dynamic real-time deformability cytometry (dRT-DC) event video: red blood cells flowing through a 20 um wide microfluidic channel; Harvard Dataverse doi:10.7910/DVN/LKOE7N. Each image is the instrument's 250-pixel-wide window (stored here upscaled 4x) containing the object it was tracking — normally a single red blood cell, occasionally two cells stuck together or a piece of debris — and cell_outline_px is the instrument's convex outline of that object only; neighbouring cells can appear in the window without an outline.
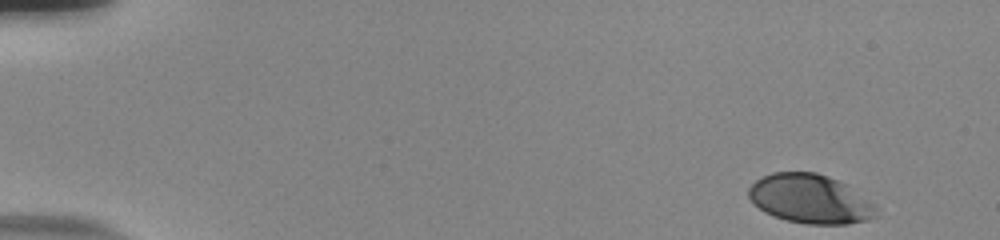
{"species": "human", "species_latin": "Homo sapiens", "temperature_condition": "room temperature", "stored_images_in_passage": 52, "camera_frame_rate_fps": 3000, "um_per_image_px": 0.085, "donor": {"sex": "male"}, "frame": {"image": 1, "passage_image": 1, "time_ms": 0.0, "image_size_px": [1000, 240], "cell_outline_px": [[880, 216], [868, 220], [848, 224], [804, 224], [788, 220], [764, 212], [752, 204], [748, 196], [748, 188], [756, 180], [772, 172], [816, 172], [828, 176], [848, 184], [876, 204], [880, 208]], "centroid_in_image_um": [68.93, 16.91], "position_along_channel_um": 16.1, "area_um2": 37.17}}
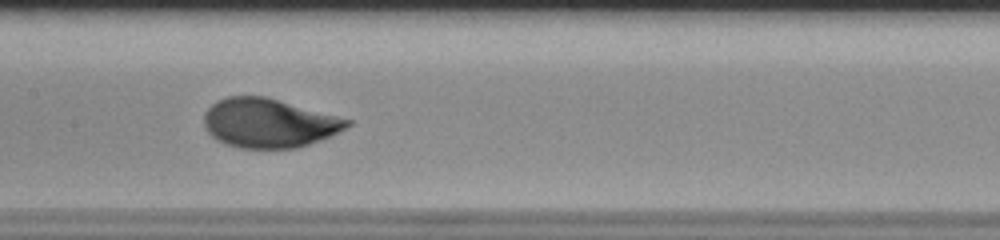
{"frame": {"image": 2, "passage_image": 26, "time_ms": 8.333, "image_size_px": [1000, 240], "cell_outline_px": [[352, 124], [320, 140], [296, 148], [240, 148], [224, 144], [216, 140], [204, 128], [204, 112], [216, 100], [228, 96], [264, 96], [352, 120]], "centroid_in_image_um": [22.79, 10.46], "position_along_channel_um": 184.6, "area_um2": 40.75}}
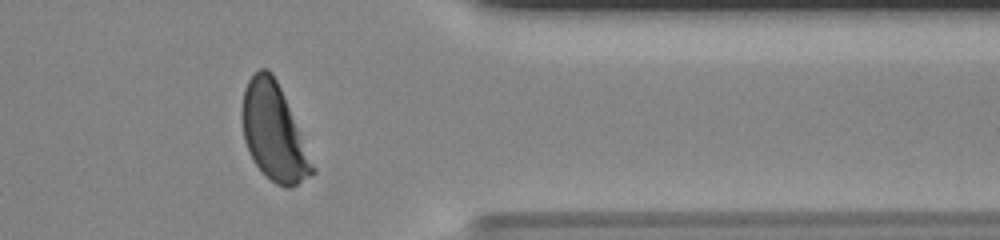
{"frame": {"image": 3, "passage_image": 43, "time_ms": 14.0, "image_size_px": [1000, 240], "cell_outline_px": [[316, 172], [296, 184], [288, 188], [284, 188], [276, 184], [252, 160], [244, 140], [240, 116], [240, 112], [244, 88], [248, 80], [260, 68], [268, 68], [272, 72], [280, 88], [316, 168]], "centroid_in_image_um": [23.24, 11.23], "position_along_channel_um": 388.2, "area_um2": 39.25}, "authors_computed_cell_mechanics": {"area_um2": 40.3733, "velocity_mm_per_s": 3.7563, "shape_relaxation_time_tau1_ms": 2.1857, "shape_relaxation_time_tau2_ms": null, "deformation_change_tau1": 0.1577, "deformation_change_tau2": null}}